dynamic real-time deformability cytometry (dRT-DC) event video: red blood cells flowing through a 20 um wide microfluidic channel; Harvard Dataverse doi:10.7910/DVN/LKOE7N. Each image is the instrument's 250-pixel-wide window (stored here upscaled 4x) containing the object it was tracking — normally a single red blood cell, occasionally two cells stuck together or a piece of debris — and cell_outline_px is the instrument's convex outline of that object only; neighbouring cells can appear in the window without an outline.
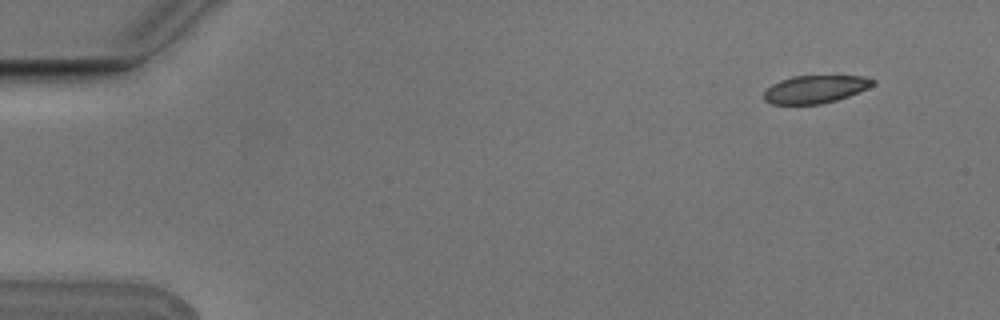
{"species": "Egyptian fruit bat (a non-hibernating species)", "species_latin": "Rousettus aegyptiacus", "temperature_condition": "cold", "stored_images_in_passage": 5, "camera_frame_rate_fps": 3000, "um_per_image_px": 0.085, "animal": {"sex": "male"}, "frame": {"image": 1, "passage_image": 1, "time_ms": 0.0, "image_size_px": [1000, 320], "cell_outline_px": [[876, 80], [868, 88], [848, 96], [836, 100], [820, 104], [772, 104], [764, 100], [764, 92], [772, 84], [780, 80], [792, 76], [864, 76]], "centroid_in_image_um": [69.28, 7.58], "position_along_channel_um": 15.7, "area_um2": 17.51}}
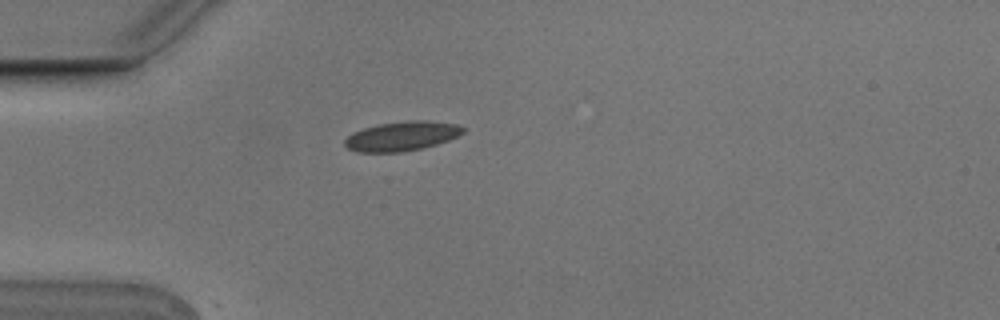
{"frame": {"image": 2, "passage_image": 4, "time_ms": 1.0, "image_size_px": [1000, 320], "cell_outline_px": [[468, 128], [464, 132], [448, 140], [424, 148], [404, 152], [356, 152], [348, 148], [344, 144], [344, 140], [352, 132], [364, 128], [380, 124], [408, 120], [424, 120], [456, 124]], "centroid_in_image_um": [34.16, 11.57], "position_along_channel_um": 50.8, "area_um2": 20.35}}